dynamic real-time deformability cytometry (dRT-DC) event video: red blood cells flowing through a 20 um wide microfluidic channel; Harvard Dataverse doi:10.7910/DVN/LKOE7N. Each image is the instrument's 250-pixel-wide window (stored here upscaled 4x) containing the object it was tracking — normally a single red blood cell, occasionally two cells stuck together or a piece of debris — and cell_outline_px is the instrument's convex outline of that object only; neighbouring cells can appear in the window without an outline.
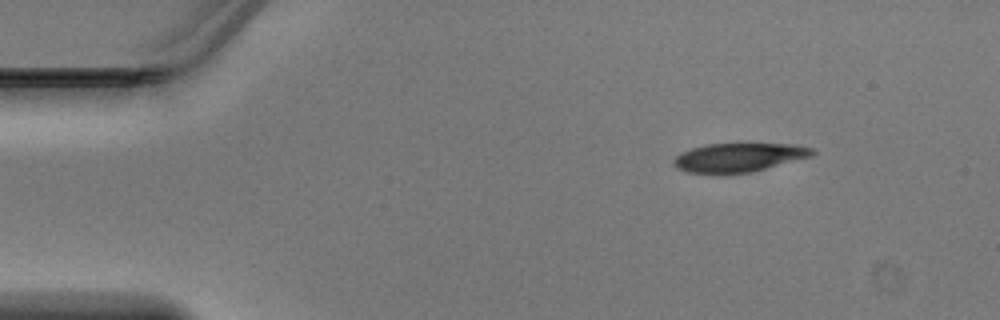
{"species": "Egyptian fruit bat (a non-hibernating species)", "species_latin": "Rousettus aegyptiacus", "temperature_condition": "warm", "stored_images_in_passage": 42, "camera_frame_rate_fps": 3000, "um_per_image_px": 0.085, "animal": {"sex": "male"}, "frame": {"image": 1, "passage_image": 1, "time_ms": 0.0, "image_size_px": [1000, 320], "cell_outline_px": [[816, 152], [812, 156], [752, 172], [720, 176], [688, 172], [676, 168], [672, 164], [672, 160], [680, 152], [692, 148], [708, 144], [792, 144], [812, 148]], "centroid_in_image_um": [62.73, 13.42], "position_along_channel_um": 22.3, "area_um2": 23.81}}
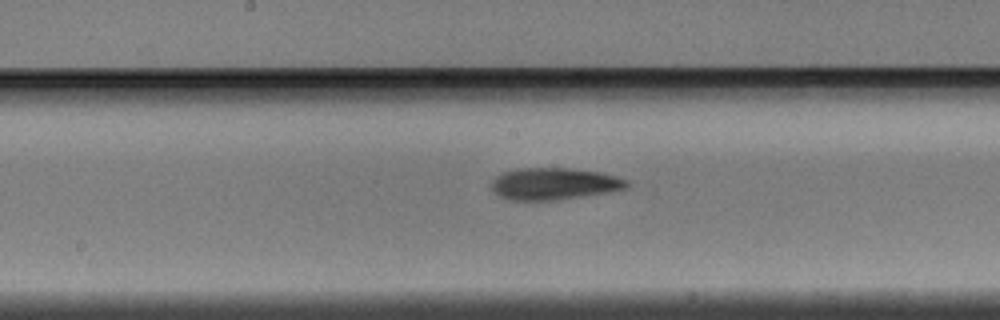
{"frame": {"image": 2, "passage_image": 19, "time_ms": 6.0, "image_size_px": [1000, 320], "cell_outline_px": [[632, 184], [628, 188], [612, 192], [556, 200], [512, 200], [500, 196], [492, 192], [492, 180], [496, 176], [504, 172], [520, 168], [568, 168], [600, 172], [628, 180]], "centroid_in_image_um": [47.14, 15.62], "position_along_channel_um": 201.1, "area_um2": 25.32}}
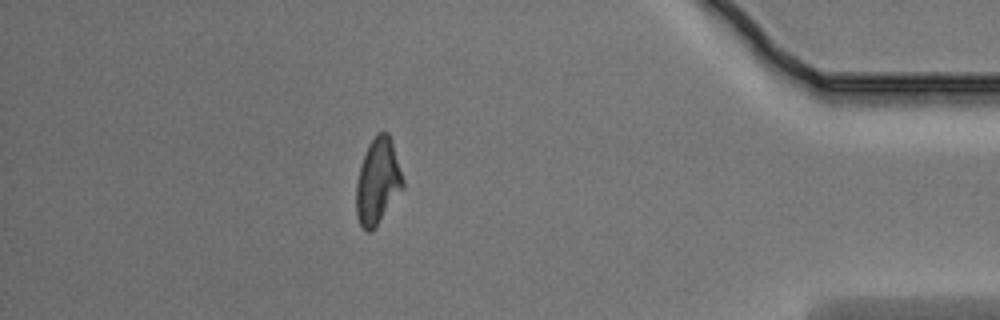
{"frame": {"image": 3, "passage_image": 36, "time_ms": 11.667, "image_size_px": [1000, 320], "cell_outline_px": [[404, 188], [376, 224], [368, 232], [360, 224], [356, 216], [356, 180], [368, 144], [376, 132], [388, 132], [404, 180]], "centroid_in_image_um": [32.1, 15.38], "position_along_channel_um": 403.1, "area_um2": 22.89}}